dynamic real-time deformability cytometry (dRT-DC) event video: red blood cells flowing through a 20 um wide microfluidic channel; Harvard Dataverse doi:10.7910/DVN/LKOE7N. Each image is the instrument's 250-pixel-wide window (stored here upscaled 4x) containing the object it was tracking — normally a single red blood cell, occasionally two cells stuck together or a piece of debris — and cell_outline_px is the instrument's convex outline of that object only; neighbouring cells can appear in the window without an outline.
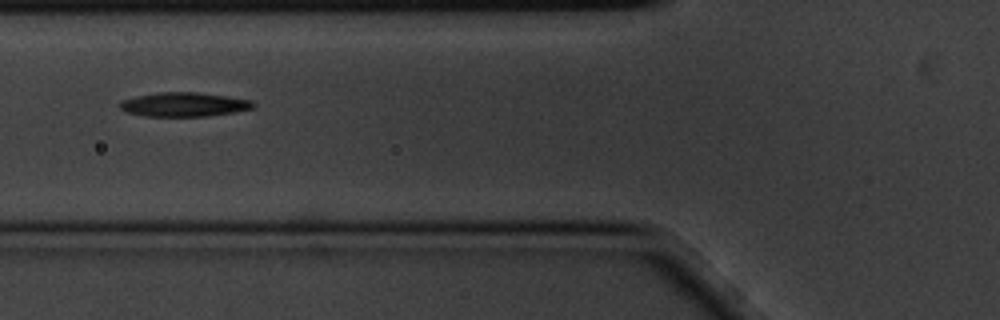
{"species": "common noctule bat (a hibernating species)", "species_latin": "Nyctalus noctula", "temperature_condition": "cold", "stored_images_in_passage": 14, "camera_frame_rate_fps": 3000, "um_per_image_px": 0.085, "animal": {"sex": "male", "body_mass_g": 20.1, "forearm_length_mm": 53.5}, "frame": {"image": 1, "passage_image": 5, "time_ms": 1.333, "image_size_px": [1000, 320], "cell_outline_px": [[256, 104], [252, 108], [232, 112], [204, 116], [144, 116], [124, 112], [120, 108], [120, 100], [136, 96], [160, 92], [196, 92], [252, 100]], "centroid_in_image_um": [15.58, 8.88], "position_along_channel_um": 110.2, "area_um2": 18.61}}
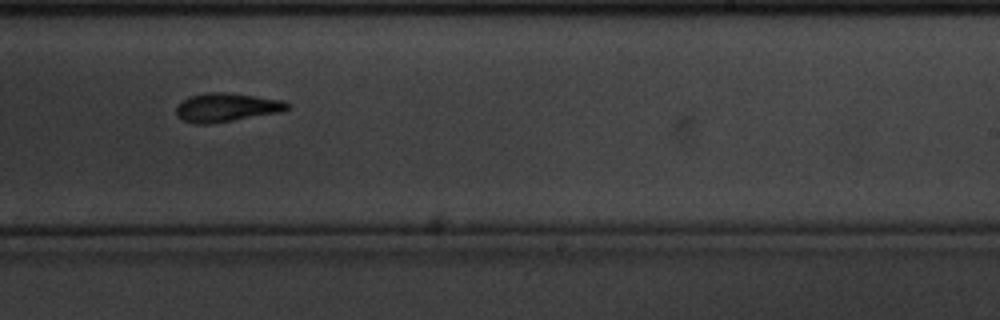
{"frame": {"image": 2, "passage_image": 9, "time_ms": 2.667, "image_size_px": [1000, 320], "cell_outline_px": [[288, 108], [284, 112], [208, 124], [196, 124], [184, 120], [176, 116], [176, 104], [188, 96], [204, 92], [228, 92], [284, 100], [288, 104]], "centroid_in_image_um": [19.23, 9.12], "position_along_channel_um": 269.8, "area_um2": 18.84}}
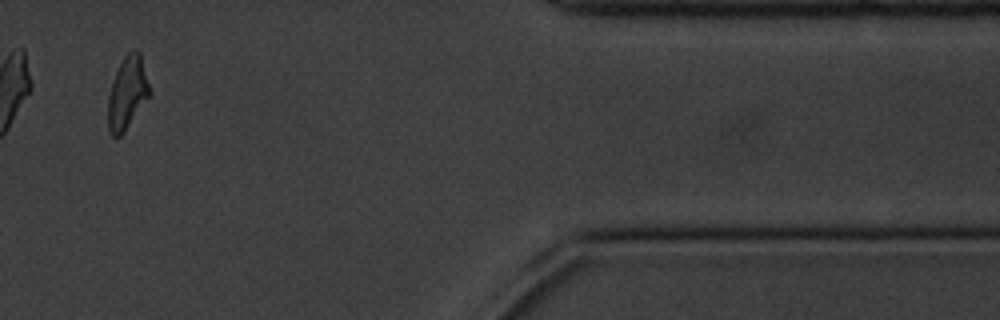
{"frame": {"image": 3, "passage_image": 13, "time_ms": 4.0, "image_size_px": [1000, 320], "cell_outline_px": [[152, 92], [124, 132], [116, 140], [108, 132], [108, 96], [112, 80], [124, 56], [132, 48], [136, 48], [140, 52]], "centroid_in_image_um": [10.82, 7.89], "position_along_channel_um": 400.6, "area_um2": 17.86}}